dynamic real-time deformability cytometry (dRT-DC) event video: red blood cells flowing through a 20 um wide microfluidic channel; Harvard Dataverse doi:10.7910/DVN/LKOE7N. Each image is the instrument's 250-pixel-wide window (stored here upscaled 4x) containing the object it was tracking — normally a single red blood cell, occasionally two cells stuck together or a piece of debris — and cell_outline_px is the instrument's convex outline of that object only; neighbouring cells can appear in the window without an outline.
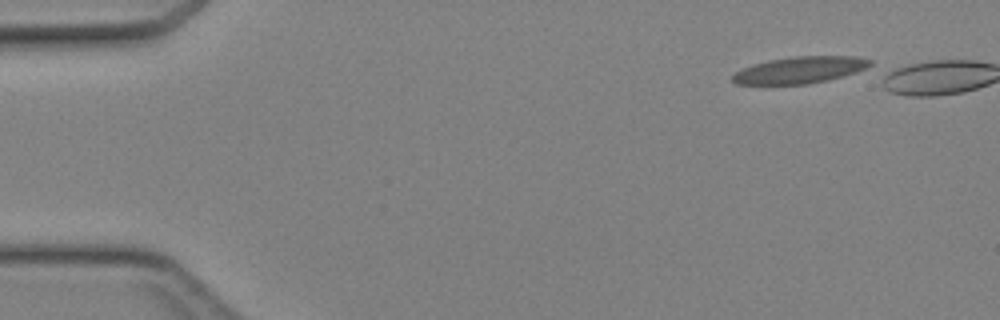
{"species": "Egyptian fruit bat (a non-hibernating species)", "species_latin": "Rousettus aegyptiacus", "temperature_condition": "cold", "stored_images_in_passage": 3, "camera_frame_rate_fps": 3000, "um_per_image_px": 0.085, "animal": {"sex": "female"}, "frame": {"image": 1, "passage_image": 1, "time_ms": 0.0, "image_size_px": [1000, 320], "cell_outline_px": [[872, 64], [868, 68], [856, 72], [828, 80], [808, 84], [736, 84], [732, 80], [732, 76], [736, 72], [752, 64], [768, 60], [792, 56], [856, 56], [872, 60]], "centroid_in_image_um": [68.02, 5.94], "position_along_channel_um": 17.0, "area_um2": 21.44}}